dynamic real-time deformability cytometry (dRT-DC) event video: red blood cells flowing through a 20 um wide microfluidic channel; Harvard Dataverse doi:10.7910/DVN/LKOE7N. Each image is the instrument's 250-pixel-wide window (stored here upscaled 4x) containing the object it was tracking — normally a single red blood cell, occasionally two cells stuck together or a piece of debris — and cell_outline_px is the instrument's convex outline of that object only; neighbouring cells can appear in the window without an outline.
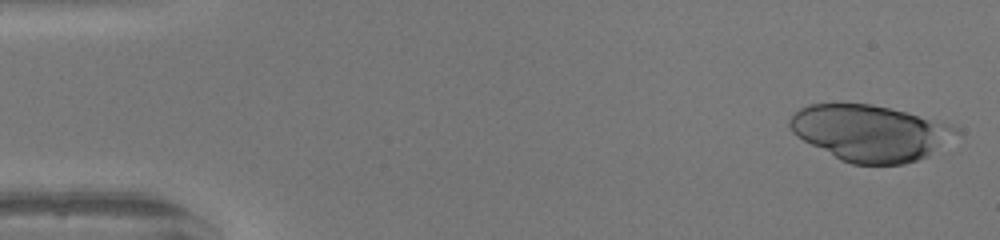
{"species": "human", "species_latin": "Homo sapiens", "temperature_condition": "warm", "stored_images_in_passage": 32, "camera_frame_rate_fps": 3000, "um_per_image_px": 0.085, "donor": {"sex": "female"}, "frame": {"image": 1, "passage_image": 1, "time_ms": 0.0, "image_size_px": [1000, 240], "cell_outline_px": [[960, 132], [928, 156], [904, 164], [852, 164], [840, 160], [796, 136], [792, 132], [788, 124], [788, 120], [800, 108], [808, 104], [872, 104], [952, 124], [960, 128]], "centroid_in_image_um": [73.95, 11.3], "position_along_channel_um": 11.1, "area_um2": 54.04}}